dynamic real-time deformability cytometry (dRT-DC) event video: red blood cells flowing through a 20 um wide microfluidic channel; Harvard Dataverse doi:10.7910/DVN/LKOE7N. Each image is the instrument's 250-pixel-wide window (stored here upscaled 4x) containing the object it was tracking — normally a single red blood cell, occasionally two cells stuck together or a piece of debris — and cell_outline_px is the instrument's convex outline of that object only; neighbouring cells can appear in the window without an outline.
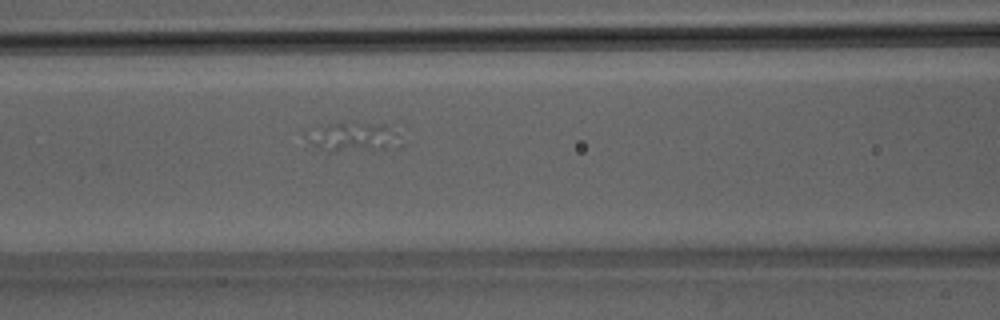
{"species": "Egyptian fruit bat (a non-hibernating species)", "species_latin": "Rousettus aegyptiacus", "temperature_condition": "room temperature", "stored_images_in_passage": 10, "camera_frame_rate_fps": 3000, "um_per_image_px": 0.085, "animal": {"sex": "male"}, "frame": {"image": 1, "passage_image": 9, "time_ms": 2.667, "image_size_px": [1000, 320], "cell_outline_px": [[396, 128], [384, 148], [332, 152], [328, 152], [312, 144], [312, 140], [328, 124], [388, 124]], "centroid_in_image_um": [30.04, 11.65], "position_along_channel_um": 136.6, "area_um2": 13.53}}